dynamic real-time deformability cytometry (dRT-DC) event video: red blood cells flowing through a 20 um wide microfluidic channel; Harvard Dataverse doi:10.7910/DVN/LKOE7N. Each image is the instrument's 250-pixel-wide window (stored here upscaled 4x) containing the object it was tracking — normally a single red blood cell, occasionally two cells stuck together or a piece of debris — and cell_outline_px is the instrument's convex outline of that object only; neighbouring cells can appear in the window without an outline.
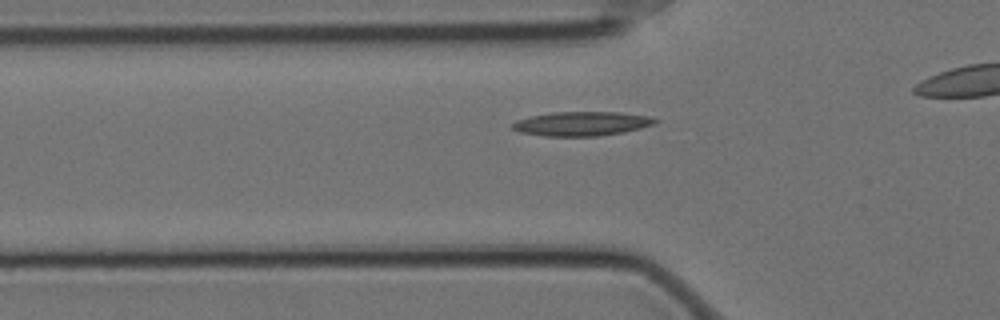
{"species": "Egyptian fruit bat (a non-hibernating species)", "species_latin": "Rousettus aegyptiacus", "temperature_condition": "cold", "stored_images_in_passage": 38, "camera_frame_rate_fps": 3000, "um_per_image_px": 0.085, "animal": {"sex": "female"}, "frame": {"image": 1, "passage_image": 10, "time_ms": 3.0, "image_size_px": [1000, 320], "cell_outline_px": [[660, 120], [656, 124], [624, 132], [600, 136], [544, 136], [520, 132], [512, 128], [512, 124], [516, 120], [532, 116], [552, 112], [620, 112], [652, 116]], "centroid_in_image_um": [49.51, 10.51], "position_along_channel_um": 76.3, "area_um2": 20.29}}
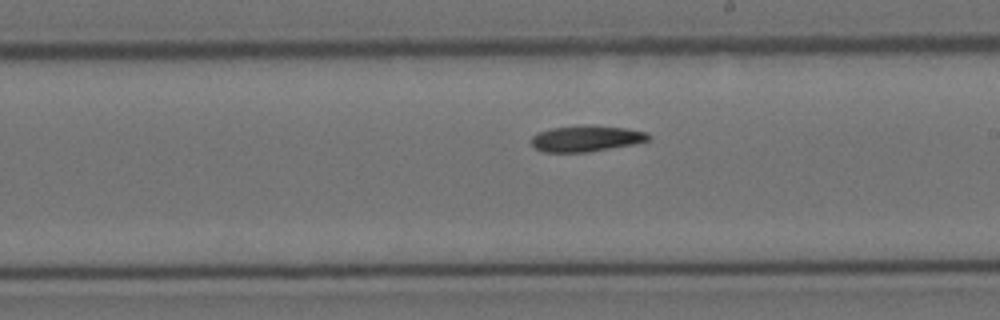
{"frame": {"image": 2, "passage_image": 24, "time_ms": 7.667, "image_size_px": [1000, 320], "cell_outline_px": [[652, 136], [648, 140], [636, 144], [588, 152], [544, 152], [536, 148], [532, 144], [532, 136], [540, 132], [552, 128], [628, 128], [648, 132]], "centroid_in_image_um": [49.89, 11.83], "position_along_channel_um": 239.1, "area_um2": 16.88}}
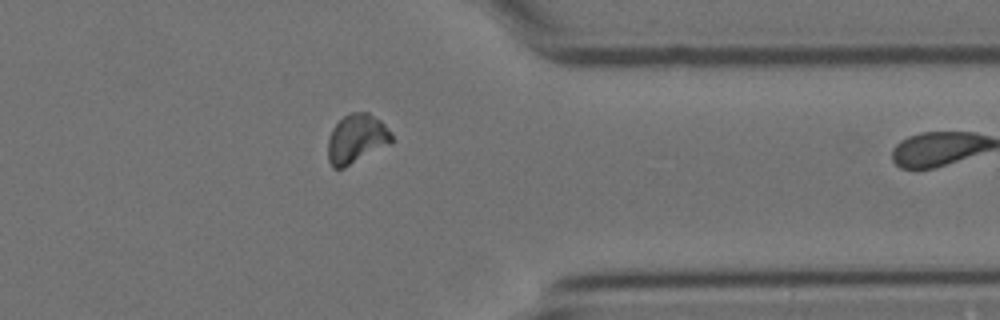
{"frame": {"image": 3, "passage_image": 37, "time_ms": 12.0, "image_size_px": [1000, 320], "cell_outline_px": [[392, 140], [388, 144], [344, 168], [332, 168], [328, 160], [328, 140], [332, 128], [344, 116], [352, 112], [368, 112], [380, 120], [388, 128], [392, 136]], "centroid_in_image_um": [30.27, 11.79], "position_along_channel_um": 381.1, "area_um2": 17.98}}